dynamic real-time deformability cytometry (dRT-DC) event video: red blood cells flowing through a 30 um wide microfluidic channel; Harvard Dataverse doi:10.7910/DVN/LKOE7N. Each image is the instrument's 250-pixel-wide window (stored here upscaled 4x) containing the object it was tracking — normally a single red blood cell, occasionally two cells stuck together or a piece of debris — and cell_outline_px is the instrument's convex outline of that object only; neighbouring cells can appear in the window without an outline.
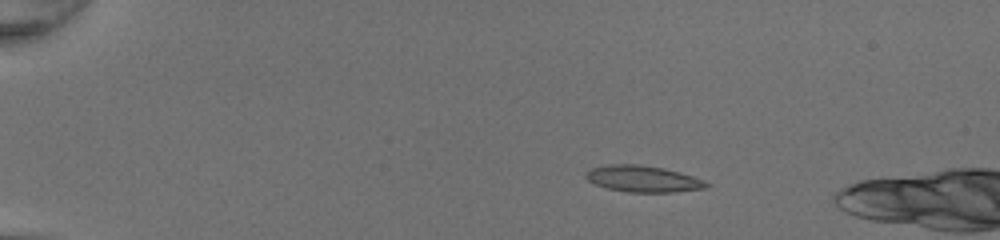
{"species": "common noctule bat (a hibernating species)", "species_latin": "Nyctalus noctula", "temperature_condition": "room temperature", "stored_images_in_passage": 44, "camera_frame_rate_fps": 3000, "um_per_image_px": 0.085, "animal": {"sex": "female", "body_mass_g": 20.0, "forearm_length_mm": 54.0}, "frame": {"image": 1, "passage_image": 3, "time_ms": 0.667, "image_size_px": [1000, 240], "cell_outline_px": [[712, 184], [704, 188], [672, 192], [628, 192], [608, 188], [596, 184], [588, 180], [584, 176], [592, 168], [612, 164], [636, 164], [660, 168], [692, 176], [704, 180]], "centroid_in_image_um": [54.66, 15.21], "position_along_channel_um": 30.3, "area_um2": 18.09}}
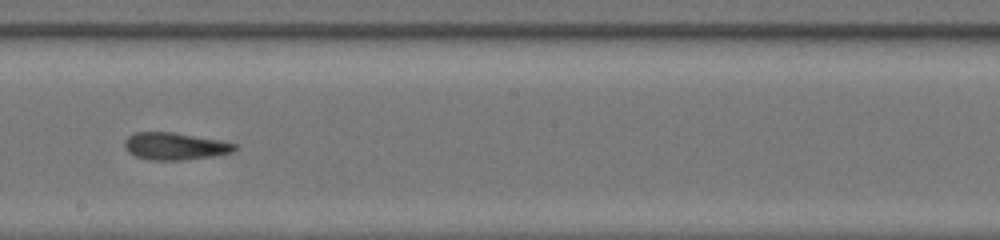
{"frame": {"image": 2, "passage_image": 24, "time_ms": 7.667, "image_size_px": [1000, 240], "cell_outline_px": [[236, 148], [232, 152], [212, 156], [180, 160], [152, 160], [136, 156], [128, 152], [124, 148], [124, 140], [128, 136], [136, 132], [172, 132], [216, 140], [236, 144]], "centroid_in_image_um": [14.8, 12.43], "position_along_channel_um": 233.4, "area_um2": 17.17}}
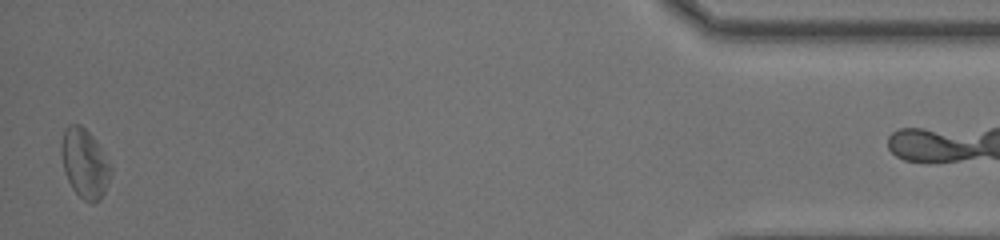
{"frame": {"image": 3, "passage_image": 43, "time_ms": 14.0, "image_size_px": [1000, 240], "cell_outline_px": [[112, 168], [104, 192], [100, 200], [92, 204], [84, 200], [72, 188], [68, 180], [64, 168], [60, 152], [60, 144], [64, 128], [68, 124], [80, 124], [92, 136]], "centroid_in_image_um": [7.16, 13.88], "position_along_channel_um": 428.0, "area_um2": 19.65}}